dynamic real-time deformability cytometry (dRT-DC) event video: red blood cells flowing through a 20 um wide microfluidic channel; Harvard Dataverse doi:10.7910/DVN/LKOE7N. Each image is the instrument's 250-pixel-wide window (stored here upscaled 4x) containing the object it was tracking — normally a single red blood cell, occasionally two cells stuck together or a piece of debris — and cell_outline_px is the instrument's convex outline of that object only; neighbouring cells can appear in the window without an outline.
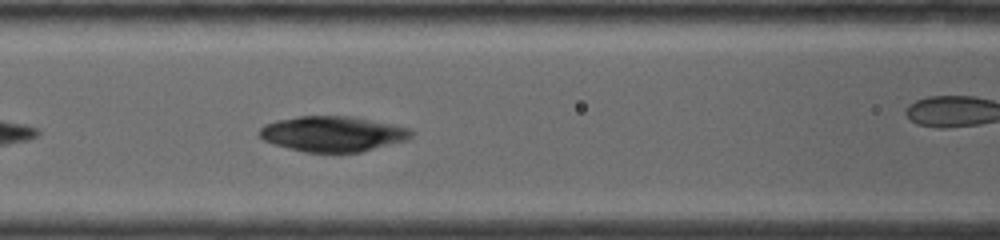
{"species": "common noctule bat (a hibernating species)", "species_latin": "Nyctalus noctula", "temperature_condition": "warm", "stored_images_in_passage": 14, "camera_frame_rate_fps": 4500, "um_per_image_px": 0.085, "animal": {"sex": "female", "body_mass_g": 19.0, "forearm_length_mm": 53.3}, "frame": {"image": 1, "passage_image": 10, "time_ms": 3.111, "image_size_px": [1000, 240], "cell_outline_px": [[416, 132], [408, 140], [360, 152], [304, 152], [288, 148], [264, 140], [260, 136], [260, 128], [264, 124], [276, 120], [296, 116], [352, 116], [392, 124], [408, 128]], "centroid_in_image_um": [28.3, 11.37], "position_along_channel_um": 138.3, "area_um2": 31.33}}